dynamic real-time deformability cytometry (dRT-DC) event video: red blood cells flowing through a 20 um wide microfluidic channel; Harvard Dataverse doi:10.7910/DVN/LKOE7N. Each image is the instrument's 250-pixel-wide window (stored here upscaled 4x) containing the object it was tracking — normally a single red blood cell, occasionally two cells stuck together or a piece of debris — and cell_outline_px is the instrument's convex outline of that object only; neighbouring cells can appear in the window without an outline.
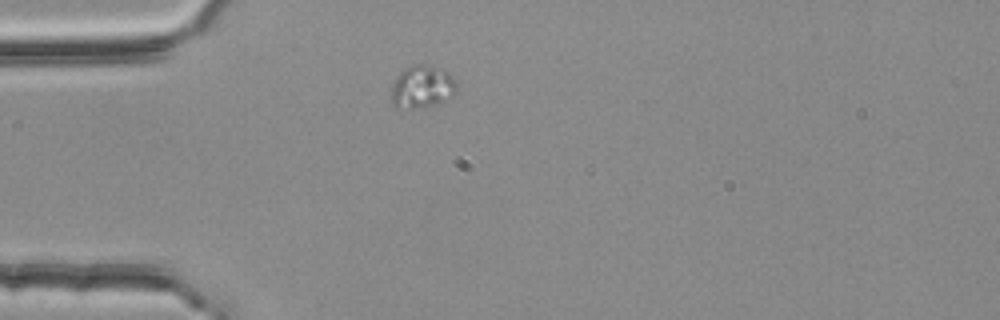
{"species": "common noctule bat (a hibernating species)", "species_latin": "Nyctalus noctula", "temperature_condition": "room temperature", "stored_images_in_passage": 1, "camera_frame_rate_fps": 3000, "um_per_image_px": 0.085, "animal": {"sex": "female", "body_mass_g": 25.1}, "frame": {"image": 1, "passage_image": 1, "time_ms": 0.0, "image_size_px": [1000, 320], "cell_outline_px": [[456, 92], [452, 96], [440, 104], [420, 108], [396, 108], [392, 104], [392, 84], [396, 76], [404, 68], [412, 64], [428, 64], [444, 68], [456, 80]], "centroid_in_image_um": [35.89, 7.36], "position_along_channel_um": 49.1, "area_um2": 16.76}}